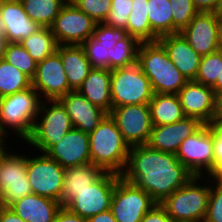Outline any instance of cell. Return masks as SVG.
Segmentation results:
<instances>
[{
	"mask_svg": "<svg viewBox=\"0 0 222 222\" xmlns=\"http://www.w3.org/2000/svg\"><path fill=\"white\" fill-rule=\"evenodd\" d=\"M8 137L0 126V142H8L6 141V139L9 140Z\"/></svg>",
	"mask_w": 222,
	"mask_h": 222,
	"instance_id": "54",
	"label": "cell"
},
{
	"mask_svg": "<svg viewBox=\"0 0 222 222\" xmlns=\"http://www.w3.org/2000/svg\"><path fill=\"white\" fill-rule=\"evenodd\" d=\"M105 171L97 165L87 163L84 165L65 168L60 205L64 207L77 192L89 188Z\"/></svg>",
	"mask_w": 222,
	"mask_h": 222,
	"instance_id": "26",
	"label": "cell"
},
{
	"mask_svg": "<svg viewBox=\"0 0 222 222\" xmlns=\"http://www.w3.org/2000/svg\"><path fill=\"white\" fill-rule=\"evenodd\" d=\"M53 222H87L86 219L70 212L67 208L61 207Z\"/></svg>",
	"mask_w": 222,
	"mask_h": 222,
	"instance_id": "44",
	"label": "cell"
},
{
	"mask_svg": "<svg viewBox=\"0 0 222 222\" xmlns=\"http://www.w3.org/2000/svg\"><path fill=\"white\" fill-rule=\"evenodd\" d=\"M110 87L111 70L92 68L77 91L85 96L92 104L109 114L112 110Z\"/></svg>",
	"mask_w": 222,
	"mask_h": 222,
	"instance_id": "24",
	"label": "cell"
},
{
	"mask_svg": "<svg viewBox=\"0 0 222 222\" xmlns=\"http://www.w3.org/2000/svg\"><path fill=\"white\" fill-rule=\"evenodd\" d=\"M46 154L64 169L90 163L89 135L79 129L72 128Z\"/></svg>",
	"mask_w": 222,
	"mask_h": 222,
	"instance_id": "19",
	"label": "cell"
},
{
	"mask_svg": "<svg viewBox=\"0 0 222 222\" xmlns=\"http://www.w3.org/2000/svg\"><path fill=\"white\" fill-rule=\"evenodd\" d=\"M137 64L149 78L154 93L177 94L188 82L159 41L140 43Z\"/></svg>",
	"mask_w": 222,
	"mask_h": 222,
	"instance_id": "3",
	"label": "cell"
},
{
	"mask_svg": "<svg viewBox=\"0 0 222 222\" xmlns=\"http://www.w3.org/2000/svg\"><path fill=\"white\" fill-rule=\"evenodd\" d=\"M218 51L222 53V24L219 30Z\"/></svg>",
	"mask_w": 222,
	"mask_h": 222,
	"instance_id": "53",
	"label": "cell"
},
{
	"mask_svg": "<svg viewBox=\"0 0 222 222\" xmlns=\"http://www.w3.org/2000/svg\"><path fill=\"white\" fill-rule=\"evenodd\" d=\"M120 176L116 173L105 172L89 188L77 192L64 207L86 220L111 209L112 196Z\"/></svg>",
	"mask_w": 222,
	"mask_h": 222,
	"instance_id": "9",
	"label": "cell"
},
{
	"mask_svg": "<svg viewBox=\"0 0 222 222\" xmlns=\"http://www.w3.org/2000/svg\"><path fill=\"white\" fill-rule=\"evenodd\" d=\"M5 208H6V205H5L4 201H3V196H2V194L0 192V216H1V214L4 211Z\"/></svg>",
	"mask_w": 222,
	"mask_h": 222,
	"instance_id": "55",
	"label": "cell"
},
{
	"mask_svg": "<svg viewBox=\"0 0 222 222\" xmlns=\"http://www.w3.org/2000/svg\"><path fill=\"white\" fill-rule=\"evenodd\" d=\"M81 46L84 48L92 68L109 69L108 48L101 44V41L92 35Z\"/></svg>",
	"mask_w": 222,
	"mask_h": 222,
	"instance_id": "38",
	"label": "cell"
},
{
	"mask_svg": "<svg viewBox=\"0 0 222 222\" xmlns=\"http://www.w3.org/2000/svg\"><path fill=\"white\" fill-rule=\"evenodd\" d=\"M59 101L70 116L73 127L84 133H91L107 115L104 110L92 104L77 90L68 92Z\"/></svg>",
	"mask_w": 222,
	"mask_h": 222,
	"instance_id": "21",
	"label": "cell"
},
{
	"mask_svg": "<svg viewBox=\"0 0 222 222\" xmlns=\"http://www.w3.org/2000/svg\"><path fill=\"white\" fill-rule=\"evenodd\" d=\"M203 125L198 118L185 117L172 124L153 126L146 145L154 150L176 154L181 143Z\"/></svg>",
	"mask_w": 222,
	"mask_h": 222,
	"instance_id": "18",
	"label": "cell"
},
{
	"mask_svg": "<svg viewBox=\"0 0 222 222\" xmlns=\"http://www.w3.org/2000/svg\"><path fill=\"white\" fill-rule=\"evenodd\" d=\"M157 202L135 184L119 177L111 201V210L117 222H141L143 216Z\"/></svg>",
	"mask_w": 222,
	"mask_h": 222,
	"instance_id": "10",
	"label": "cell"
},
{
	"mask_svg": "<svg viewBox=\"0 0 222 222\" xmlns=\"http://www.w3.org/2000/svg\"><path fill=\"white\" fill-rule=\"evenodd\" d=\"M132 10V0H111V10L104 24L127 32L128 17Z\"/></svg>",
	"mask_w": 222,
	"mask_h": 222,
	"instance_id": "37",
	"label": "cell"
},
{
	"mask_svg": "<svg viewBox=\"0 0 222 222\" xmlns=\"http://www.w3.org/2000/svg\"><path fill=\"white\" fill-rule=\"evenodd\" d=\"M112 109L132 104H149L154 92L149 78L136 63L111 70Z\"/></svg>",
	"mask_w": 222,
	"mask_h": 222,
	"instance_id": "7",
	"label": "cell"
},
{
	"mask_svg": "<svg viewBox=\"0 0 222 222\" xmlns=\"http://www.w3.org/2000/svg\"><path fill=\"white\" fill-rule=\"evenodd\" d=\"M208 208L203 222H222V180L211 177Z\"/></svg>",
	"mask_w": 222,
	"mask_h": 222,
	"instance_id": "39",
	"label": "cell"
},
{
	"mask_svg": "<svg viewBox=\"0 0 222 222\" xmlns=\"http://www.w3.org/2000/svg\"><path fill=\"white\" fill-rule=\"evenodd\" d=\"M126 35V30L110 27L104 23H97L93 34L108 49L113 48L116 42L123 39Z\"/></svg>",
	"mask_w": 222,
	"mask_h": 222,
	"instance_id": "41",
	"label": "cell"
},
{
	"mask_svg": "<svg viewBox=\"0 0 222 222\" xmlns=\"http://www.w3.org/2000/svg\"><path fill=\"white\" fill-rule=\"evenodd\" d=\"M8 40L6 38L4 29H3V25L0 21V59L4 58L5 55V51L7 49V45H8Z\"/></svg>",
	"mask_w": 222,
	"mask_h": 222,
	"instance_id": "49",
	"label": "cell"
},
{
	"mask_svg": "<svg viewBox=\"0 0 222 222\" xmlns=\"http://www.w3.org/2000/svg\"><path fill=\"white\" fill-rule=\"evenodd\" d=\"M121 177L161 203L194 175L179 162L175 154L154 150L147 145H137L130 148Z\"/></svg>",
	"mask_w": 222,
	"mask_h": 222,
	"instance_id": "1",
	"label": "cell"
},
{
	"mask_svg": "<svg viewBox=\"0 0 222 222\" xmlns=\"http://www.w3.org/2000/svg\"><path fill=\"white\" fill-rule=\"evenodd\" d=\"M212 89L215 92V95L222 92V73L221 77H218L217 82L212 86Z\"/></svg>",
	"mask_w": 222,
	"mask_h": 222,
	"instance_id": "50",
	"label": "cell"
},
{
	"mask_svg": "<svg viewBox=\"0 0 222 222\" xmlns=\"http://www.w3.org/2000/svg\"><path fill=\"white\" fill-rule=\"evenodd\" d=\"M72 128L71 118L59 100H42L32 132L24 143L46 153Z\"/></svg>",
	"mask_w": 222,
	"mask_h": 222,
	"instance_id": "6",
	"label": "cell"
},
{
	"mask_svg": "<svg viewBox=\"0 0 222 222\" xmlns=\"http://www.w3.org/2000/svg\"><path fill=\"white\" fill-rule=\"evenodd\" d=\"M41 102L39 93L32 86L1 97L0 126L5 134L9 136L10 132L14 131L13 135L25 142L32 132Z\"/></svg>",
	"mask_w": 222,
	"mask_h": 222,
	"instance_id": "5",
	"label": "cell"
},
{
	"mask_svg": "<svg viewBox=\"0 0 222 222\" xmlns=\"http://www.w3.org/2000/svg\"><path fill=\"white\" fill-rule=\"evenodd\" d=\"M173 16V34L180 33L198 13L192 0H169Z\"/></svg>",
	"mask_w": 222,
	"mask_h": 222,
	"instance_id": "36",
	"label": "cell"
},
{
	"mask_svg": "<svg viewBox=\"0 0 222 222\" xmlns=\"http://www.w3.org/2000/svg\"><path fill=\"white\" fill-rule=\"evenodd\" d=\"M221 24L214 12H198L180 33L202 57L218 51Z\"/></svg>",
	"mask_w": 222,
	"mask_h": 222,
	"instance_id": "16",
	"label": "cell"
},
{
	"mask_svg": "<svg viewBox=\"0 0 222 222\" xmlns=\"http://www.w3.org/2000/svg\"><path fill=\"white\" fill-rule=\"evenodd\" d=\"M60 54L69 87L75 91L82 85L92 66L81 45H59Z\"/></svg>",
	"mask_w": 222,
	"mask_h": 222,
	"instance_id": "25",
	"label": "cell"
},
{
	"mask_svg": "<svg viewBox=\"0 0 222 222\" xmlns=\"http://www.w3.org/2000/svg\"><path fill=\"white\" fill-rule=\"evenodd\" d=\"M204 178L207 179L206 184ZM210 187L211 176H194L160 204L173 222H203L208 208Z\"/></svg>",
	"mask_w": 222,
	"mask_h": 222,
	"instance_id": "4",
	"label": "cell"
},
{
	"mask_svg": "<svg viewBox=\"0 0 222 222\" xmlns=\"http://www.w3.org/2000/svg\"><path fill=\"white\" fill-rule=\"evenodd\" d=\"M147 10L151 30L158 37L173 34V16L169 0H148Z\"/></svg>",
	"mask_w": 222,
	"mask_h": 222,
	"instance_id": "31",
	"label": "cell"
},
{
	"mask_svg": "<svg viewBox=\"0 0 222 222\" xmlns=\"http://www.w3.org/2000/svg\"><path fill=\"white\" fill-rule=\"evenodd\" d=\"M32 87L39 95L41 94L40 98L43 100H59L73 91L69 87L61 57L57 51L37 63Z\"/></svg>",
	"mask_w": 222,
	"mask_h": 222,
	"instance_id": "15",
	"label": "cell"
},
{
	"mask_svg": "<svg viewBox=\"0 0 222 222\" xmlns=\"http://www.w3.org/2000/svg\"><path fill=\"white\" fill-rule=\"evenodd\" d=\"M97 23H103L111 10V0H71Z\"/></svg>",
	"mask_w": 222,
	"mask_h": 222,
	"instance_id": "40",
	"label": "cell"
},
{
	"mask_svg": "<svg viewBox=\"0 0 222 222\" xmlns=\"http://www.w3.org/2000/svg\"><path fill=\"white\" fill-rule=\"evenodd\" d=\"M31 86L32 80L26 74L5 59H0V98Z\"/></svg>",
	"mask_w": 222,
	"mask_h": 222,
	"instance_id": "33",
	"label": "cell"
},
{
	"mask_svg": "<svg viewBox=\"0 0 222 222\" xmlns=\"http://www.w3.org/2000/svg\"><path fill=\"white\" fill-rule=\"evenodd\" d=\"M39 153L28 156L27 175L32 191L59 202L65 169L46 153Z\"/></svg>",
	"mask_w": 222,
	"mask_h": 222,
	"instance_id": "12",
	"label": "cell"
},
{
	"mask_svg": "<svg viewBox=\"0 0 222 222\" xmlns=\"http://www.w3.org/2000/svg\"><path fill=\"white\" fill-rule=\"evenodd\" d=\"M214 124V174L211 176L222 180V123Z\"/></svg>",
	"mask_w": 222,
	"mask_h": 222,
	"instance_id": "42",
	"label": "cell"
},
{
	"mask_svg": "<svg viewBox=\"0 0 222 222\" xmlns=\"http://www.w3.org/2000/svg\"><path fill=\"white\" fill-rule=\"evenodd\" d=\"M8 148L9 145H7V142H0V161L4 157V155L10 150Z\"/></svg>",
	"mask_w": 222,
	"mask_h": 222,
	"instance_id": "51",
	"label": "cell"
},
{
	"mask_svg": "<svg viewBox=\"0 0 222 222\" xmlns=\"http://www.w3.org/2000/svg\"><path fill=\"white\" fill-rule=\"evenodd\" d=\"M87 222H117L114 218L113 212L111 209L93 215L89 219L86 220Z\"/></svg>",
	"mask_w": 222,
	"mask_h": 222,
	"instance_id": "46",
	"label": "cell"
},
{
	"mask_svg": "<svg viewBox=\"0 0 222 222\" xmlns=\"http://www.w3.org/2000/svg\"><path fill=\"white\" fill-rule=\"evenodd\" d=\"M220 0H192L198 12H214Z\"/></svg>",
	"mask_w": 222,
	"mask_h": 222,
	"instance_id": "45",
	"label": "cell"
},
{
	"mask_svg": "<svg viewBox=\"0 0 222 222\" xmlns=\"http://www.w3.org/2000/svg\"><path fill=\"white\" fill-rule=\"evenodd\" d=\"M20 44L37 63L54 54L59 46L51 29L47 27H41Z\"/></svg>",
	"mask_w": 222,
	"mask_h": 222,
	"instance_id": "30",
	"label": "cell"
},
{
	"mask_svg": "<svg viewBox=\"0 0 222 222\" xmlns=\"http://www.w3.org/2000/svg\"><path fill=\"white\" fill-rule=\"evenodd\" d=\"M109 114L130 147L146 145L153 127L149 104L120 106Z\"/></svg>",
	"mask_w": 222,
	"mask_h": 222,
	"instance_id": "14",
	"label": "cell"
},
{
	"mask_svg": "<svg viewBox=\"0 0 222 222\" xmlns=\"http://www.w3.org/2000/svg\"><path fill=\"white\" fill-rule=\"evenodd\" d=\"M141 222H173L164 207L157 203L142 218Z\"/></svg>",
	"mask_w": 222,
	"mask_h": 222,
	"instance_id": "43",
	"label": "cell"
},
{
	"mask_svg": "<svg viewBox=\"0 0 222 222\" xmlns=\"http://www.w3.org/2000/svg\"><path fill=\"white\" fill-rule=\"evenodd\" d=\"M90 142V163L105 172L121 175L128 161L129 144L124 140L114 119L107 114L98 126L88 134Z\"/></svg>",
	"mask_w": 222,
	"mask_h": 222,
	"instance_id": "2",
	"label": "cell"
},
{
	"mask_svg": "<svg viewBox=\"0 0 222 222\" xmlns=\"http://www.w3.org/2000/svg\"><path fill=\"white\" fill-rule=\"evenodd\" d=\"M0 222H25L13 210L6 207L0 216Z\"/></svg>",
	"mask_w": 222,
	"mask_h": 222,
	"instance_id": "47",
	"label": "cell"
},
{
	"mask_svg": "<svg viewBox=\"0 0 222 222\" xmlns=\"http://www.w3.org/2000/svg\"><path fill=\"white\" fill-rule=\"evenodd\" d=\"M96 24L71 0H67L50 29L59 45H82L94 34Z\"/></svg>",
	"mask_w": 222,
	"mask_h": 222,
	"instance_id": "11",
	"label": "cell"
},
{
	"mask_svg": "<svg viewBox=\"0 0 222 222\" xmlns=\"http://www.w3.org/2000/svg\"><path fill=\"white\" fill-rule=\"evenodd\" d=\"M222 73V53L219 51L202 56L194 81L212 87Z\"/></svg>",
	"mask_w": 222,
	"mask_h": 222,
	"instance_id": "35",
	"label": "cell"
},
{
	"mask_svg": "<svg viewBox=\"0 0 222 222\" xmlns=\"http://www.w3.org/2000/svg\"><path fill=\"white\" fill-rule=\"evenodd\" d=\"M148 0H132V10L128 17L127 34L141 42L158 41L151 30L147 10Z\"/></svg>",
	"mask_w": 222,
	"mask_h": 222,
	"instance_id": "28",
	"label": "cell"
},
{
	"mask_svg": "<svg viewBox=\"0 0 222 222\" xmlns=\"http://www.w3.org/2000/svg\"><path fill=\"white\" fill-rule=\"evenodd\" d=\"M177 95L186 117L198 118L204 124H213L216 95L212 87L190 80Z\"/></svg>",
	"mask_w": 222,
	"mask_h": 222,
	"instance_id": "17",
	"label": "cell"
},
{
	"mask_svg": "<svg viewBox=\"0 0 222 222\" xmlns=\"http://www.w3.org/2000/svg\"><path fill=\"white\" fill-rule=\"evenodd\" d=\"M61 207L58 201L34 193L9 206L25 222H53Z\"/></svg>",
	"mask_w": 222,
	"mask_h": 222,
	"instance_id": "23",
	"label": "cell"
},
{
	"mask_svg": "<svg viewBox=\"0 0 222 222\" xmlns=\"http://www.w3.org/2000/svg\"><path fill=\"white\" fill-rule=\"evenodd\" d=\"M0 21L12 43H20L41 28L29 18L20 0H0Z\"/></svg>",
	"mask_w": 222,
	"mask_h": 222,
	"instance_id": "20",
	"label": "cell"
},
{
	"mask_svg": "<svg viewBox=\"0 0 222 222\" xmlns=\"http://www.w3.org/2000/svg\"><path fill=\"white\" fill-rule=\"evenodd\" d=\"M29 18L40 27L50 28L67 0H20Z\"/></svg>",
	"mask_w": 222,
	"mask_h": 222,
	"instance_id": "29",
	"label": "cell"
},
{
	"mask_svg": "<svg viewBox=\"0 0 222 222\" xmlns=\"http://www.w3.org/2000/svg\"><path fill=\"white\" fill-rule=\"evenodd\" d=\"M139 45L140 42L129 34L117 41L113 48L108 49L109 70L136 64Z\"/></svg>",
	"mask_w": 222,
	"mask_h": 222,
	"instance_id": "32",
	"label": "cell"
},
{
	"mask_svg": "<svg viewBox=\"0 0 222 222\" xmlns=\"http://www.w3.org/2000/svg\"><path fill=\"white\" fill-rule=\"evenodd\" d=\"M214 14L222 21V0L219 1V4L214 11Z\"/></svg>",
	"mask_w": 222,
	"mask_h": 222,
	"instance_id": "52",
	"label": "cell"
},
{
	"mask_svg": "<svg viewBox=\"0 0 222 222\" xmlns=\"http://www.w3.org/2000/svg\"><path fill=\"white\" fill-rule=\"evenodd\" d=\"M175 155L194 176H212L214 174V124H204L181 143Z\"/></svg>",
	"mask_w": 222,
	"mask_h": 222,
	"instance_id": "8",
	"label": "cell"
},
{
	"mask_svg": "<svg viewBox=\"0 0 222 222\" xmlns=\"http://www.w3.org/2000/svg\"><path fill=\"white\" fill-rule=\"evenodd\" d=\"M149 107L153 126L172 124L186 117L177 94L154 93Z\"/></svg>",
	"mask_w": 222,
	"mask_h": 222,
	"instance_id": "27",
	"label": "cell"
},
{
	"mask_svg": "<svg viewBox=\"0 0 222 222\" xmlns=\"http://www.w3.org/2000/svg\"><path fill=\"white\" fill-rule=\"evenodd\" d=\"M3 59L26 74L31 80L34 78L37 62L20 43L9 42Z\"/></svg>",
	"mask_w": 222,
	"mask_h": 222,
	"instance_id": "34",
	"label": "cell"
},
{
	"mask_svg": "<svg viewBox=\"0 0 222 222\" xmlns=\"http://www.w3.org/2000/svg\"><path fill=\"white\" fill-rule=\"evenodd\" d=\"M213 123H222V92L216 94L215 116Z\"/></svg>",
	"mask_w": 222,
	"mask_h": 222,
	"instance_id": "48",
	"label": "cell"
},
{
	"mask_svg": "<svg viewBox=\"0 0 222 222\" xmlns=\"http://www.w3.org/2000/svg\"><path fill=\"white\" fill-rule=\"evenodd\" d=\"M12 152L0 161V192L6 207L33 193L27 175L28 155Z\"/></svg>",
	"mask_w": 222,
	"mask_h": 222,
	"instance_id": "13",
	"label": "cell"
},
{
	"mask_svg": "<svg viewBox=\"0 0 222 222\" xmlns=\"http://www.w3.org/2000/svg\"><path fill=\"white\" fill-rule=\"evenodd\" d=\"M168 53L169 59L188 81L195 80L201 56L190 46L181 33L158 38Z\"/></svg>",
	"mask_w": 222,
	"mask_h": 222,
	"instance_id": "22",
	"label": "cell"
}]
</instances>
